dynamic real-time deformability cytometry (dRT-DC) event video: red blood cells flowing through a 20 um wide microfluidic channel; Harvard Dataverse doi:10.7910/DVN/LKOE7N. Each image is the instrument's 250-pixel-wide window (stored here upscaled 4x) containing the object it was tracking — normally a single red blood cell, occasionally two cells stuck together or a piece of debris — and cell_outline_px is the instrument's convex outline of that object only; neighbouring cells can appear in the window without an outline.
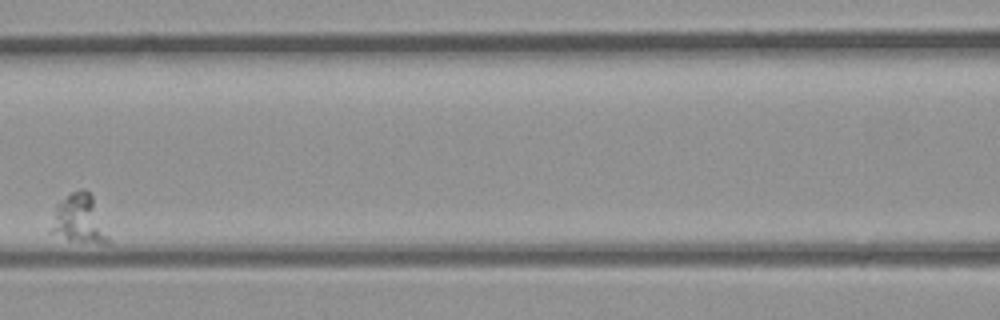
{"species": "common noctule bat (a hibernating species)", "species_latin": "Nyctalus noctula", "temperature_condition": "room temperature", "stored_images_in_passage": 5, "camera_frame_rate_fps": 3000, "um_per_image_px": 0.085, "animal": {"sex": "male", "body_mass_g": 23.1, "forearm_length_mm": 52.7}, "frame": {"image": 1, "passage_image": 4, "time_ms": 1.0, "image_size_px": [1000, 320], "cell_outline_px": [[108, 240], [104, 244], [68, 240], [48, 232], [48, 228], [56, 204], [72, 192], [80, 188], [84, 188], [92, 196], [108, 236]], "centroid_in_image_um": [6.65, 18.63], "position_along_channel_um": 160.0, "area_um2": 16.18}}
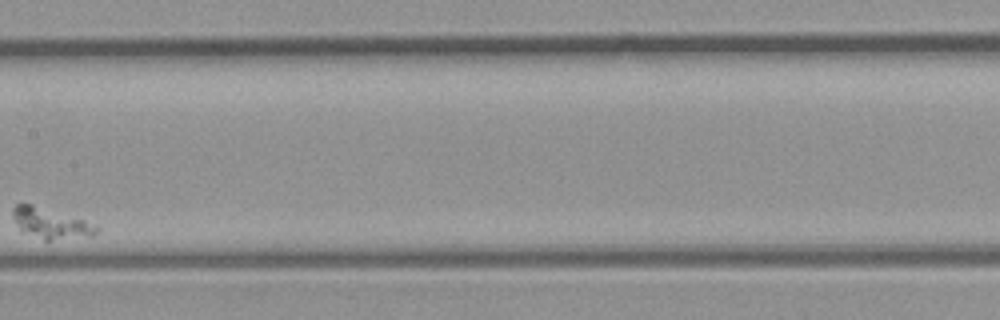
{"frame": {"image": 2, "passage_image": 5, "time_ms": 1.333, "image_size_px": [1000, 320], "cell_outline_px": [[100, 228], [92, 236], [48, 240], [44, 240], [24, 232], [20, 228], [12, 216], [12, 208], [16, 204], [32, 204], [84, 220]], "centroid_in_image_um": [4.29, 18.98], "position_along_channel_um": 203.1, "area_um2": 14.51}}